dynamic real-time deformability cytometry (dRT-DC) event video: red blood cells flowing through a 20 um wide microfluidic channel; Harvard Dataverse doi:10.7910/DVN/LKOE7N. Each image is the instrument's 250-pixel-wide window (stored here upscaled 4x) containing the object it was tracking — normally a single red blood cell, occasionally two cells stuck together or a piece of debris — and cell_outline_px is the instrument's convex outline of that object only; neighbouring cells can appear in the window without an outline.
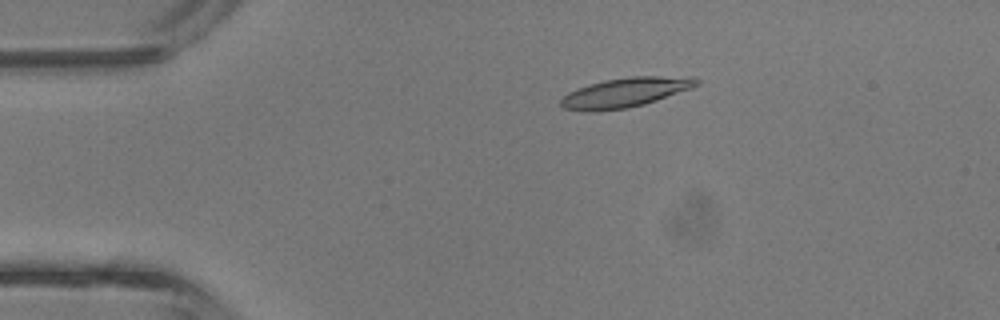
{"species": "common noctule bat (a hibernating species)", "species_latin": "Nyctalus noctula", "temperature_condition": "room temperature", "stored_images_in_passage": 42, "camera_frame_rate_fps": 3000, "um_per_image_px": 0.085, "animal": {"sex": "male", "body_mass_g": 13.3}, "frame": {"image": 1, "passage_image": 8, "time_ms": 2.333, "image_size_px": [1000, 320], "cell_outline_px": [[700, 84], [692, 88], [644, 104], [628, 108], [596, 112], [588, 112], [564, 108], [560, 104], [560, 100], [568, 92], [576, 88], [588, 84], [604, 80], [628, 76], [692, 76], [700, 80]], "centroid_in_image_um": [53.15, 7.85], "position_along_channel_um": 31.8, "area_um2": 23.7}}
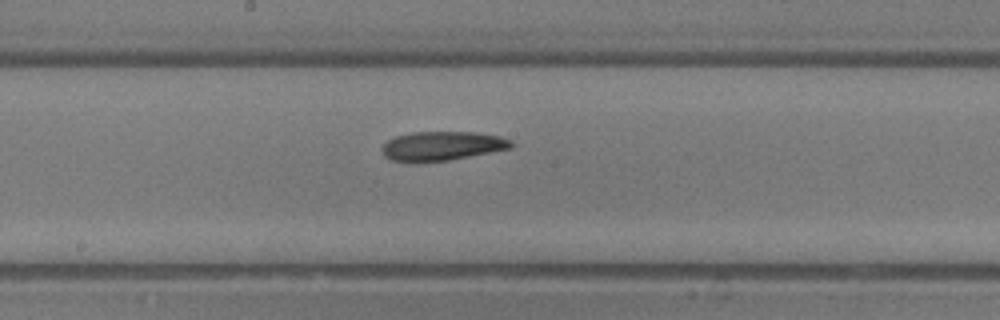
{"frame": {"image": 2, "passage_image": 22, "time_ms": 7.0, "image_size_px": [1000, 320], "cell_outline_px": [[516, 144], [512, 148], [448, 160], [416, 164], [408, 164], [392, 160], [384, 156], [380, 148], [388, 140], [396, 136], [412, 132], [476, 132], [500, 136], [512, 140]], "centroid_in_image_um": [37.55, 12.43], "position_along_channel_um": 210.7, "area_um2": 22.48}}
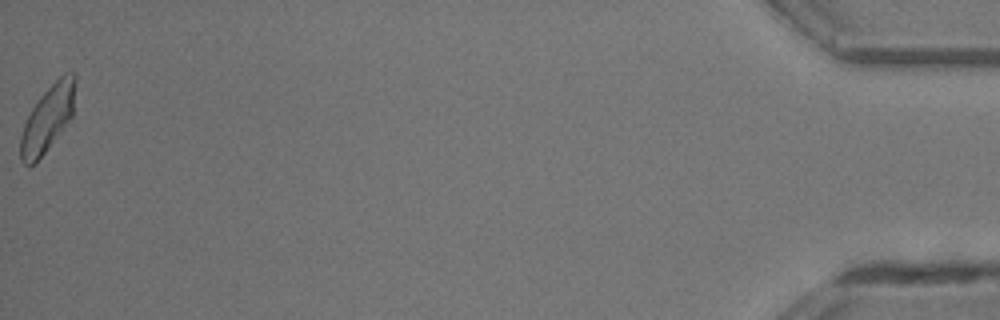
{"frame": {"image": 3, "passage_image": 42, "time_ms": 13.667, "image_size_px": [1000, 320], "cell_outline_px": [[76, 80], [72, 116], [36, 164], [28, 168], [20, 160], [20, 136], [24, 124], [32, 108], [40, 96], [64, 72], [76, 72]], "centroid_in_image_um": [4.04, 10.1], "position_along_channel_um": 431.2, "area_um2": 21.15}, "authors_computed_cell_mechanics": {"area_um2": 21.9351, "velocity_mm_per_s": 4.8793, "shape_relaxation_time_tau1_ms": 2.324, "shape_relaxation_time_tau2_ms": 3.1231, "deformation_change_tau1": 0.1253, "deformation_change_tau2": 0.1202}}